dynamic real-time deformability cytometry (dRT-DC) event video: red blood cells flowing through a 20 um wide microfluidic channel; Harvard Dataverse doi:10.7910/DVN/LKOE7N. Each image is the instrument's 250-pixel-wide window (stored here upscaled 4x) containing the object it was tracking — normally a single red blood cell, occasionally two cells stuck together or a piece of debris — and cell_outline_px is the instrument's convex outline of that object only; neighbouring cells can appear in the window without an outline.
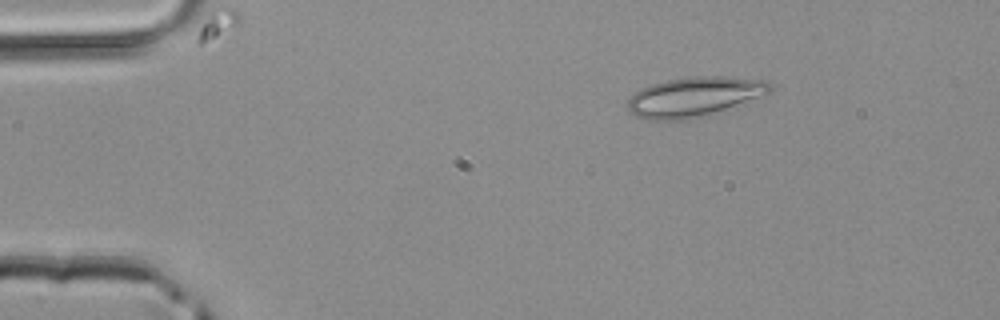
{"species": "common noctule bat (a hibernating species)", "species_latin": "Nyctalus noctula", "temperature_condition": "room temperature", "stored_images_in_passage": 40, "camera_frame_rate_fps": 3000, "um_per_image_px": 0.085, "animal": {"sex": "male", "body_mass_g": 20.4}, "frame": {"image": 1, "passage_image": 1, "time_ms": 0.0, "image_size_px": [1000, 320], "cell_outline_px": [[772, 88], [768, 92], [748, 104], [684, 120], [652, 120], [636, 116], [628, 112], [628, 100], [636, 92], [652, 84], [668, 80], [692, 76], [724, 76], [764, 80], [772, 84]], "centroid_in_image_um": [59.07, 8.23], "position_along_channel_um": 25.9, "area_um2": 32.95}}
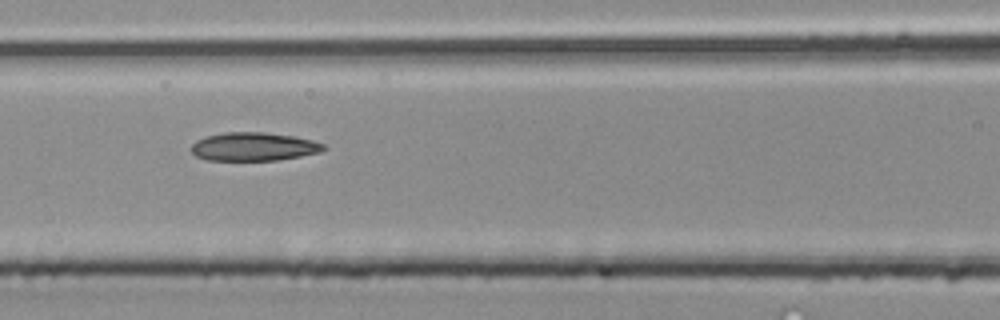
{"frame": {"image": 2, "passage_image": 14, "time_ms": 4.333, "image_size_px": [1000, 320], "cell_outline_px": [[328, 148], [320, 152], [280, 160], [208, 160], [196, 156], [192, 152], [192, 144], [196, 140], [204, 136], [224, 132], [264, 132], [292, 136], [312, 140], [324, 144]], "centroid_in_image_um": [21.56, 12.46], "position_along_channel_um": 145.0, "area_um2": 21.96}}
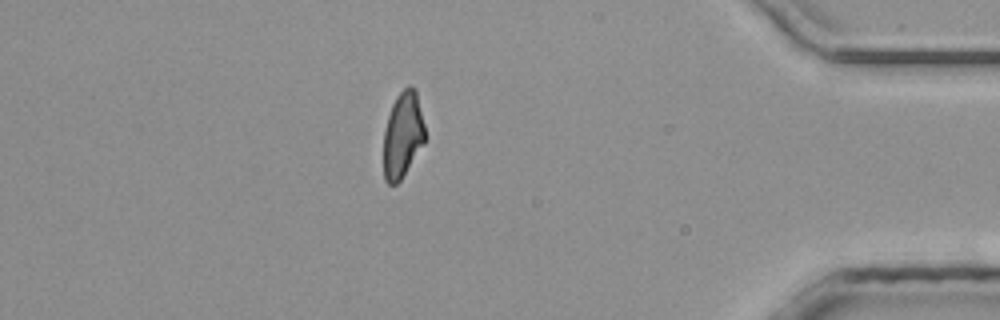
{"frame": {"image": 3, "passage_image": 34, "time_ms": 11.0, "image_size_px": [1000, 320], "cell_outline_px": [[424, 144], [400, 180], [396, 184], [388, 184], [384, 180], [384, 132], [388, 116], [392, 104], [396, 96], [408, 84], [412, 84], [416, 88], [424, 124]], "centroid_in_image_um": [34.24, 11.43], "position_along_channel_um": 401.0, "area_um2": 20.75}}